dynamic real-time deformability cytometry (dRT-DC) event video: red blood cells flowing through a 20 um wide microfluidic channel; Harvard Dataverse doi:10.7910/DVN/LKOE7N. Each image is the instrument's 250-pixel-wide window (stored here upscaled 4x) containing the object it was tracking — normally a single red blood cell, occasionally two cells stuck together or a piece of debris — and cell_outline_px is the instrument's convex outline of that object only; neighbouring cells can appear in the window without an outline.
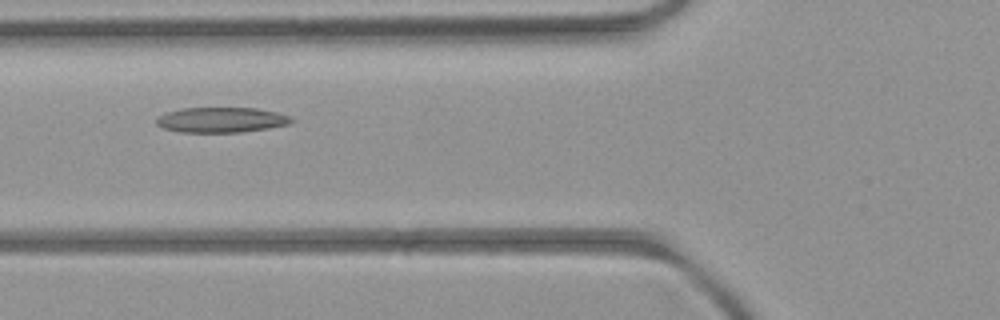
{"species": "common noctule bat (a hibernating species)", "species_latin": "Nyctalus noctula", "temperature_condition": "room temperature", "stored_images_in_passage": 3, "camera_frame_rate_fps": 3000, "um_per_image_px": 0.085, "animal": {"sex": "female", "body_mass_g": 21.9}, "frame": {"image": 1, "passage_image": 3, "time_ms": 2.333, "image_size_px": [1000, 320], "cell_outline_px": [[296, 120], [288, 124], [268, 128], [240, 132], [180, 132], [164, 128], [156, 124], [156, 120], [160, 116], [168, 112], [180, 108], [256, 108], [276, 112], [292, 116]], "centroid_in_image_um": [18.85, 10.19], "position_along_channel_um": 107.0, "area_um2": 19.77}}